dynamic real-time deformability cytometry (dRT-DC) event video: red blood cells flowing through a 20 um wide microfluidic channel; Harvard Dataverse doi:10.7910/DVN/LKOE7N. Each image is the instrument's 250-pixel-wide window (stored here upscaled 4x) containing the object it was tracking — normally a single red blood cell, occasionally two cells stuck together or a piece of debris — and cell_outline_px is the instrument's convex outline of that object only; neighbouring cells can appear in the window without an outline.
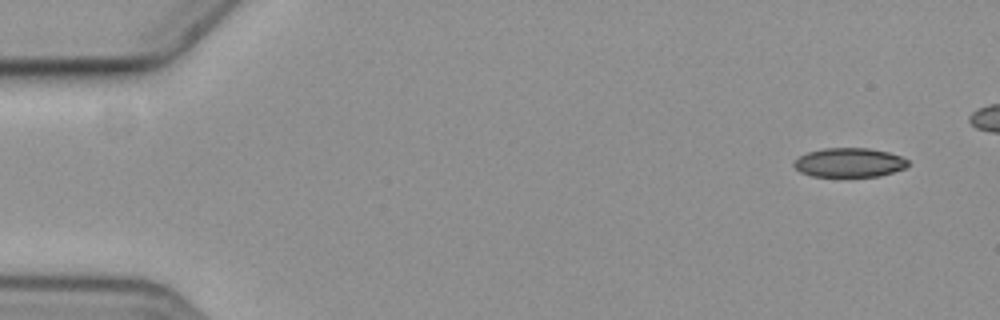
{"species": "common noctule bat (a hibernating species)", "species_latin": "Nyctalus noctula", "temperature_condition": "cold", "stored_images_in_passage": 6, "camera_frame_rate_fps": 3000, "um_per_image_px": 0.085, "animal": {"sex": "female", "body_mass_g": 19.3, "forearm_length_mm": 54.1}, "frame": {"image": 1, "passage_image": 1, "time_ms": 0.0, "image_size_px": [1000, 320], "cell_outline_px": [[908, 164], [904, 168], [880, 176], [812, 176], [800, 172], [792, 164], [800, 156], [808, 152], [824, 148], [868, 148], [888, 152], [900, 156], [908, 160]], "centroid_in_image_um": [72.18, 13.81], "position_along_channel_um": 12.8, "area_um2": 19.19}}